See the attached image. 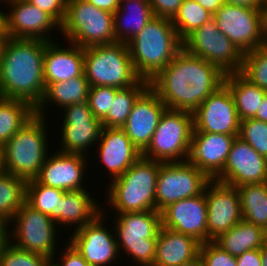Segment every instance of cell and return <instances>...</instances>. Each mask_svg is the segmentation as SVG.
<instances>
[{
	"mask_svg": "<svg viewBox=\"0 0 267 266\" xmlns=\"http://www.w3.org/2000/svg\"><path fill=\"white\" fill-rule=\"evenodd\" d=\"M44 51L45 40L6 37L0 47V97L38 107L46 90Z\"/></svg>",
	"mask_w": 267,
	"mask_h": 266,
	"instance_id": "cell-2",
	"label": "cell"
},
{
	"mask_svg": "<svg viewBox=\"0 0 267 266\" xmlns=\"http://www.w3.org/2000/svg\"><path fill=\"white\" fill-rule=\"evenodd\" d=\"M46 119L35 114L3 145L6 173L26 181L39 174L50 153Z\"/></svg>",
	"mask_w": 267,
	"mask_h": 266,
	"instance_id": "cell-5",
	"label": "cell"
},
{
	"mask_svg": "<svg viewBox=\"0 0 267 266\" xmlns=\"http://www.w3.org/2000/svg\"><path fill=\"white\" fill-rule=\"evenodd\" d=\"M193 114V132L239 136L240 119L229 89L223 84Z\"/></svg>",
	"mask_w": 267,
	"mask_h": 266,
	"instance_id": "cell-16",
	"label": "cell"
},
{
	"mask_svg": "<svg viewBox=\"0 0 267 266\" xmlns=\"http://www.w3.org/2000/svg\"><path fill=\"white\" fill-rule=\"evenodd\" d=\"M9 223L0 221V257L6 250V248L11 244L10 241V229Z\"/></svg>",
	"mask_w": 267,
	"mask_h": 266,
	"instance_id": "cell-47",
	"label": "cell"
},
{
	"mask_svg": "<svg viewBox=\"0 0 267 266\" xmlns=\"http://www.w3.org/2000/svg\"><path fill=\"white\" fill-rule=\"evenodd\" d=\"M263 228L241 220L214 242L232 256H239L251 249H261Z\"/></svg>",
	"mask_w": 267,
	"mask_h": 266,
	"instance_id": "cell-31",
	"label": "cell"
},
{
	"mask_svg": "<svg viewBox=\"0 0 267 266\" xmlns=\"http://www.w3.org/2000/svg\"><path fill=\"white\" fill-rule=\"evenodd\" d=\"M243 220L265 228L267 226V182L236 187Z\"/></svg>",
	"mask_w": 267,
	"mask_h": 266,
	"instance_id": "cell-32",
	"label": "cell"
},
{
	"mask_svg": "<svg viewBox=\"0 0 267 266\" xmlns=\"http://www.w3.org/2000/svg\"><path fill=\"white\" fill-rule=\"evenodd\" d=\"M220 32L245 54L267 44V14L264 8L224 3L214 14Z\"/></svg>",
	"mask_w": 267,
	"mask_h": 266,
	"instance_id": "cell-10",
	"label": "cell"
},
{
	"mask_svg": "<svg viewBox=\"0 0 267 266\" xmlns=\"http://www.w3.org/2000/svg\"><path fill=\"white\" fill-rule=\"evenodd\" d=\"M254 119L267 123V93H266L261 105L259 106V109H258Z\"/></svg>",
	"mask_w": 267,
	"mask_h": 266,
	"instance_id": "cell-51",
	"label": "cell"
},
{
	"mask_svg": "<svg viewBox=\"0 0 267 266\" xmlns=\"http://www.w3.org/2000/svg\"><path fill=\"white\" fill-rule=\"evenodd\" d=\"M66 248L64 247V251H63V247L59 251H57L56 254L58 259V262H60L61 266H91L87 263V261L84 259V257L67 241V243L65 244ZM62 251V253H61Z\"/></svg>",
	"mask_w": 267,
	"mask_h": 266,
	"instance_id": "cell-45",
	"label": "cell"
},
{
	"mask_svg": "<svg viewBox=\"0 0 267 266\" xmlns=\"http://www.w3.org/2000/svg\"><path fill=\"white\" fill-rule=\"evenodd\" d=\"M34 6L49 14L60 26L66 16L67 0H28Z\"/></svg>",
	"mask_w": 267,
	"mask_h": 266,
	"instance_id": "cell-43",
	"label": "cell"
},
{
	"mask_svg": "<svg viewBox=\"0 0 267 266\" xmlns=\"http://www.w3.org/2000/svg\"><path fill=\"white\" fill-rule=\"evenodd\" d=\"M114 229L120 255L133 259L137 266H153L156 242L161 227V212L114 213ZM116 230V231H115ZM129 256V257H128Z\"/></svg>",
	"mask_w": 267,
	"mask_h": 266,
	"instance_id": "cell-6",
	"label": "cell"
},
{
	"mask_svg": "<svg viewBox=\"0 0 267 266\" xmlns=\"http://www.w3.org/2000/svg\"><path fill=\"white\" fill-rule=\"evenodd\" d=\"M224 78L217 66L182 48L149 84L166 108L193 113L223 85Z\"/></svg>",
	"mask_w": 267,
	"mask_h": 266,
	"instance_id": "cell-1",
	"label": "cell"
},
{
	"mask_svg": "<svg viewBox=\"0 0 267 266\" xmlns=\"http://www.w3.org/2000/svg\"><path fill=\"white\" fill-rule=\"evenodd\" d=\"M60 33L63 40L82 48L115 43L114 13L99 9L86 0H67Z\"/></svg>",
	"mask_w": 267,
	"mask_h": 266,
	"instance_id": "cell-8",
	"label": "cell"
},
{
	"mask_svg": "<svg viewBox=\"0 0 267 266\" xmlns=\"http://www.w3.org/2000/svg\"><path fill=\"white\" fill-rule=\"evenodd\" d=\"M56 255L54 257H46L41 266H61L60 262H55Z\"/></svg>",
	"mask_w": 267,
	"mask_h": 266,
	"instance_id": "cell-53",
	"label": "cell"
},
{
	"mask_svg": "<svg viewBox=\"0 0 267 266\" xmlns=\"http://www.w3.org/2000/svg\"><path fill=\"white\" fill-rule=\"evenodd\" d=\"M262 250L267 251V226L263 228Z\"/></svg>",
	"mask_w": 267,
	"mask_h": 266,
	"instance_id": "cell-56",
	"label": "cell"
},
{
	"mask_svg": "<svg viewBox=\"0 0 267 266\" xmlns=\"http://www.w3.org/2000/svg\"><path fill=\"white\" fill-rule=\"evenodd\" d=\"M84 74L89 86H112L119 89L136 84L128 45L123 42L84 48Z\"/></svg>",
	"mask_w": 267,
	"mask_h": 266,
	"instance_id": "cell-7",
	"label": "cell"
},
{
	"mask_svg": "<svg viewBox=\"0 0 267 266\" xmlns=\"http://www.w3.org/2000/svg\"><path fill=\"white\" fill-rule=\"evenodd\" d=\"M86 1L98 7L99 9L106 10L111 13H114L119 7V2L117 0H86Z\"/></svg>",
	"mask_w": 267,
	"mask_h": 266,
	"instance_id": "cell-48",
	"label": "cell"
},
{
	"mask_svg": "<svg viewBox=\"0 0 267 266\" xmlns=\"http://www.w3.org/2000/svg\"><path fill=\"white\" fill-rule=\"evenodd\" d=\"M34 115L35 108L29 103L0 97V145H4Z\"/></svg>",
	"mask_w": 267,
	"mask_h": 266,
	"instance_id": "cell-33",
	"label": "cell"
},
{
	"mask_svg": "<svg viewBox=\"0 0 267 266\" xmlns=\"http://www.w3.org/2000/svg\"><path fill=\"white\" fill-rule=\"evenodd\" d=\"M237 266H262L261 249H251L236 257Z\"/></svg>",
	"mask_w": 267,
	"mask_h": 266,
	"instance_id": "cell-46",
	"label": "cell"
},
{
	"mask_svg": "<svg viewBox=\"0 0 267 266\" xmlns=\"http://www.w3.org/2000/svg\"><path fill=\"white\" fill-rule=\"evenodd\" d=\"M211 179L189 161L161 163L156 185L155 210L204 192Z\"/></svg>",
	"mask_w": 267,
	"mask_h": 266,
	"instance_id": "cell-13",
	"label": "cell"
},
{
	"mask_svg": "<svg viewBox=\"0 0 267 266\" xmlns=\"http://www.w3.org/2000/svg\"><path fill=\"white\" fill-rule=\"evenodd\" d=\"M62 125H60L61 140L58 151L62 153L82 154L88 156L96 146L102 129L101 121L93 116L88 102L74 103L60 109ZM88 152V154H87Z\"/></svg>",
	"mask_w": 267,
	"mask_h": 266,
	"instance_id": "cell-14",
	"label": "cell"
},
{
	"mask_svg": "<svg viewBox=\"0 0 267 266\" xmlns=\"http://www.w3.org/2000/svg\"><path fill=\"white\" fill-rule=\"evenodd\" d=\"M6 21L5 12L0 9V43L2 44L6 39Z\"/></svg>",
	"mask_w": 267,
	"mask_h": 266,
	"instance_id": "cell-52",
	"label": "cell"
},
{
	"mask_svg": "<svg viewBox=\"0 0 267 266\" xmlns=\"http://www.w3.org/2000/svg\"><path fill=\"white\" fill-rule=\"evenodd\" d=\"M207 202L208 241H214L243 220L236 187L211 180L204 189Z\"/></svg>",
	"mask_w": 267,
	"mask_h": 266,
	"instance_id": "cell-19",
	"label": "cell"
},
{
	"mask_svg": "<svg viewBox=\"0 0 267 266\" xmlns=\"http://www.w3.org/2000/svg\"><path fill=\"white\" fill-rule=\"evenodd\" d=\"M182 48L217 66L223 73L240 72L244 54L219 31L214 18L182 40Z\"/></svg>",
	"mask_w": 267,
	"mask_h": 266,
	"instance_id": "cell-12",
	"label": "cell"
},
{
	"mask_svg": "<svg viewBox=\"0 0 267 266\" xmlns=\"http://www.w3.org/2000/svg\"><path fill=\"white\" fill-rule=\"evenodd\" d=\"M26 180L4 173L0 175V221L10 223L26 199Z\"/></svg>",
	"mask_w": 267,
	"mask_h": 266,
	"instance_id": "cell-36",
	"label": "cell"
},
{
	"mask_svg": "<svg viewBox=\"0 0 267 266\" xmlns=\"http://www.w3.org/2000/svg\"><path fill=\"white\" fill-rule=\"evenodd\" d=\"M90 193L87 189L65 191L60 201V227L75 226L69 230H78L102 212L103 205Z\"/></svg>",
	"mask_w": 267,
	"mask_h": 266,
	"instance_id": "cell-27",
	"label": "cell"
},
{
	"mask_svg": "<svg viewBox=\"0 0 267 266\" xmlns=\"http://www.w3.org/2000/svg\"><path fill=\"white\" fill-rule=\"evenodd\" d=\"M6 173L3 145H0V175Z\"/></svg>",
	"mask_w": 267,
	"mask_h": 266,
	"instance_id": "cell-54",
	"label": "cell"
},
{
	"mask_svg": "<svg viewBox=\"0 0 267 266\" xmlns=\"http://www.w3.org/2000/svg\"><path fill=\"white\" fill-rule=\"evenodd\" d=\"M89 87L85 74H81L80 76L63 82L51 83L46 87L44 96L38 107L35 109V114L46 117L47 114L45 111H47L48 105H53V103L57 108L62 107L61 109H63L74 103L86 102Z\"/></svg>",
	"mask_w": 267,
	"mask_h": 266,
	"instance_id": "cell-29",
	"label": "cell"
},
{
	"mask_svg": "<svg viewBox=\"0 0 267 266\" xmlns=\"http://www.w3.org/2000/svg\"><path fill=\"white\" fill-rule=\"evenodd\" d=\"M65 191L43 184L35 179L26 182L25 202L33 209L48 215L60 228V201Z\"/></svg>",
	"mask_w": 267,
	"mask_h": 266,
	"instance_id": "cell-34",
	"label": "cell"
},
{
	"mask_svg": "<svg viewBox=\"0 0 267 266\" xmlns=\"http://www.w3.org/2000/svg\"><path fill=\"white\" fill-rule=\"evenodd\" d=\"M225 3L248 8H264V0H224Z\"/></svg>",
	"mask_w": 267,
	"mask_h": 266,
	"instance_id": "cell-49",
	"label": "cell"
},
{
	"mask_svg": "<svg viewBox=\"0 0 267 266\" xmlns=\"http://www.w3.org/2000/svg\"><path fill=\"white\" fill-rule=\"evenodd\" d=\"M3 3L9 7V12L5 13L7 37L53 41L52 30L60 31V25L49 14L28 0H5Z\"/></svg>",
	"mask_w": 267,
	"mask_h": 266,
	"instance_id": "cell-17",
	"label": "cell"
},
{
	"mask_svg": "<svg viewBox=\"0 0 267 266\" xmlns=\"http://www.w3.org/2000/svg\"><path fill=\"white\" fill-rule=\"evenodd\" d=\"M183 0H149L154 16L172 19Z\"/></svg>",
	"mask_w": 267,
	"mask_h": 266,
	"instance_id": "cell-44",
	"label": "cell"
},
{
	"mask_svg": "<svg viewBox=\"0 0 267 266\" xmlns=\"http://www.w3.org/2000/svg\"><path fill=\"white\" fill-rule=\"evenodd\" d=\"M181 266H204V263H203L202 259L198 256L193 261L185 263Z\"/></svg>",
	"mask_w": 267,
	"mask_h": 266,
	"instance_id": "cell-55",
	"label": "cell"
},
{
	"mask_svg": "<svg viewBox=\"0 0 267 266\" xmlns=\"http://www.w3.org/2000/svg\"><path fill=\"white\" fill-rule=\"evenodd\" d=\"M192 132L191 112L166 108L142 156L161 163L188 161Z\"/></svg>",
	"mask_w": 267,
	"mask_h": 266,
	"instance_id": "cell-9",
	"label": "cell"
},
{
	"mask_svg": "<svg viewBox=\"0 0 267 266\" xmlns=\"http://www.w3.org/2000/svg\"><path fill=\"white\" fill-rule=\"evenodd\" d=\"M199 257L204 266H237L236 257L223 250L214 241L201 243Z\"/></svg>",
	"mask_w": 267,
	"mask_h": 266,
	"instance_id": "cell-41",
	"label": "cell"
},
{
	"mask_svg": "<svg viewBox=\"0 0 267 266\" xmlns=\"http://www.w3.org/2000/svg\"><path fill=\"white\" fill-rule=\"evenodd\" d=\"M236 137L192 132L188 161L213 180L223 170Z\"/></svg>",
	"mask_w": 267,
	"mask_h": 266,
	"instance_id": "cell-24",
	"label": "cell"
},
{
	"mask_svg": "<svg viewBox=\"0 0 267 266\" xmlns=\"http://www.w3.org/2000/svg\"><path fill=\"white\" fill-rule=\"evenodd\" d=\"M45 41L43 76L45 87L84 74V48L67 42ZM63 45V46H62Z\"/></svg>",
	"mask_w": 267,
	"mask_h": 266,
	"instance_id": "cell-25",
	"label": "cell"
},
{
	"mask_svg": "<svg viewBox=\"0 0 267 266\" xmlns=\"http://www.w3.org/2000/svg\"><path fill=\"white\" fill-rule=\"evenodd\" d=\"M161 226L206 243L208 231L205 192L176 201L164 208L161 211Z\"/></svg>",
	"mask_w": 267,
	"mask_h": 266,
	"instance_id": "cell-21",
	"label": "cell"
},
{
	"mask_svg": "<svg viewBox=\"0 0 267 266\" xmlns=\"http://www.w3.org/2000/svg\"><path fill=\"white\" fill-rule=\"evenodd\" d=\"M119 88L112 86H90L87 102L93 116L100 121L107 115Z\"/></svg>",
	"mask_w": 267,
	"mask_h": 266,
	"instance_id": "cell-40",
	"label": "cell"
},
{
	"mask_svg": "<svg viewBox=\"0 0 267 266\" xmlns=\"http://www.w3.org/2000/svg\"><path fill=\"white\" fill-rule=\"evenodd\" d=\"M90 223L69 235L68 241L91 266H113L120 262V253L115 237L105 224L108 210H104ZM104 222V224H103ZM115 260V261H114Z\"/></svg>",
	"mask_w": 267,
	"mask_h": 266,
	"instance_id": "cell-15",
	"label": "cell"
},
{
	"mask_svg": "<svg viewBox=\"0 0 267 266\" xmlns=\"http://www.w3.org/2000/svg\"><path fill=\"white\" fill-rule=\"evenodd\" d=\"M223 84L233 97L240 121L254 118L267 92L240 72L225 74Z\"/></svg>",
	"mask_w": 267,
	"mask_h": 266,
	"instance_id": "cell-30",
	"label": "cell"
},
{
	"mask_svg": "<svg viewBox=\"0 0 267 266\" xmlns=\"http://www.w3.org/2000/svg\"><path fill=\"white\" fill-rule=\"evenodd\" d=\"M161 162L141 156L120 177L109 181L106 202L112 212H144L155 210L156 185Z\"/></svg>",
	"mask_w": 267,
	"mask_h": 266,
	"instance_id": "cell-4",
	"label": "cell"
},
{
	"mask_svg": "<svg viewBox=\"0 0 267 266\" xmlns=\"http://www.w3.org/2000/svg\"><path fill=\"white\" fill-rule=\"evenodd\" d=\"M201 242L196 238L160 227L153 266H181L199 256Z\"/></svg>",
	"mask_w": 267,
	"mask_h": 266,
	"instance_id": "cell-26",
	"label": "cell"
},
{
	"mask_svg": "<svg viewBox=\"0 0 267 266\" xmlns=\"http://www.w3.org/2000/svg\"><path fill=\"white\" fill-rule=\"evenodd\" d=\"M9 226L13 227L9 229L10 241L16 248L45 257L56 255L57 234L64 230L59 229L48 215L33 209L25 202L13 215Z\"/></svg>",
	"mask_w": 267,
	"mask_h": 266,
	"instance_id": "cell-11",
	"label": "cell"
},
{
	"mask_svg": "<svg viewBox=\"0 0 267 266\" xmlns=\"http://www.w3.org/2000/svg\"><path fill=\"white\" fill-rule=\"evenodd\" d=\"M150 86L149 81L140 79L136 84L119 89L107 115L101 120L102 127L121 128L127 121L137 98Z\"/></svg>",
	"mask_w": 267,
	"mask_h": 266,
	"instance_id": "cell-35",
	"label": "cell"
},
{
	"mask_svg": "<svg viewBox=\"0 0 267 266\" xmlns=\"http://www.w3.org/2000/svg\"><path fill=\"white\" fill-rule=\"evenodd\" d=\"M95 147L102 162L100 166L104 165L110 181L120 177L142 156L121 128L102 127Z\"/></svg>",
	"mask_w": 267,
	"mask_h": 266,
	"instance_id": "cell-23",
	"label": "cell"
},
{
	"mask_svg": "<svg viewBox=\"0 0 267 266\" xmlns=\"http://www.w3.org/2000/svg\"><path fill=\"white\" fill-rule=\"evenodd\" d=\"M264 10H265V12L267 14V0H264Z\"/></svg>",
	"mask_w": 267,
	"mask_h": 266,
	"instance_id": "cell-58",
	"label": "cell"
},
{
	"mask_svg": "<svg viewBox=\"0 0 267 266\" xmlns=\"http://www.w3.org/2000/svg\"><path fill=\"white\" fill-rule=\"evenodd\" d=\"M127 45L135 72L151 81L182 49V40L171 19L155 16Z\"/></svg>",
	"mask_w": 267,
	"mask_h": 266,
	"instance_id": "cell-3",
	"label": "cell"
},
{
	"mask_svg": "<svg viewBox=\"0 0 267 266\" xmlns=\"http://www.w3.org/2000/svg\"><path fill=\"white\" fill-rule=\"evenodd\" d=\"M240 73L267 92V44L244 54Z\"/></svg>",
	"mask_w": 267,
	"mask_h": 266,
	"instance_id": "cell-38",
	"label": "cell"
},
{
	"mask_svg": "<svg viewBox=\"0 0 267 266\" xmlns=\"http://www.w3.org/2000/svg\"><path fill=\"white\" fill-rule=\"evenodd\" d=\"M243 141L267 158V123L249 118L240 121L239 136Z\"/></svg>",
	"mask_w": 267,
	"mask_h": 266,
	"instance_id": "cell-39",
	"label": "cell"
},
{
	"mask_svg": "<svg viewBox=\"0 0 267 266\" xmlns=\"http://www.w3.org/2000/svg\"><path fill=\"white\" fill-rule=\"evenodd\" d=\"M213 18V14L207 11L196 0H183L179 11L171 19L178 37L183 40L193 30L201 27L205 22Z\"/></svg>",
	"mask_w": 267,
	"mask_h": 266,
	"instance_id": "cell-37",
	"label": "cell"
},
{
	"mask_svg": "<svg viewBox=\"0 0 267 266\" xmlns=\"http://www.w3.org/2000/svg\"><path fill=\"white\" fill-rule=\"evenodd\" d=\"M166 105L149 86L136 100L127 121L121 127L142 153L149 145Z\"/></svg>",
	"mask_w": 267,
	"mask_h": 266,
	"instance_id": "cell-22",
	"label": "cell"
},
{
	"mask_svg": "<svg viewBox=\"0 0 267 266\" xmlns=\"http://www.w3.org/2000/svg\"><path fill=\"white\" fill-rule=\"evenodd\" d=\"M149 1L123 0L114 12L116 42L128 43L154 18Z\"/></svg>",
	"mask_w": 267,
	"mask_h": 266,
	"instance_id": "cell-28",
	"label": "cell"
},
{
	"mask_svg": "<svg viewBox=\"0 0 267 266\" xmlns=\"http://www.w3.org/2000/svg\"><path fill=\"white\" fill-rule=\"evenodd\" d=\"M211 14H214L225 2L224 0H196Z\"/></svg>",
	"mask_w": 267,
	"mask_h": 266,
	"instance_id": "cell-50",
	"label": "cell"
},
{
	"mask_svg": "<svg viewBox=\"0 0 267 266\" xmlns=\"http://www.w3.org/2000/svg\"><path fill=\"white\" fill-rule=\"evenodd\" d=\"M213 180L233 187L265 183L267 158L240 137H236L223 170Z\"/></svg>",
	"mask_w": 267,
	"mask_h": 266,
	"instance_id": "cell-18",
	"label": "cell"
},
{
	"mask_svg": "<svg viewBox=\"0 0 267 266\" xmlns=\"http://www.w3.org/2000/svg\"><path fill=\"white\" fill-rule=\"evenodd\" d=\"M48 154L39 174L34 178L39 184L64 191L86 189L88 157L82 154L62 153L56 149ZM85 172V173H84ZM84 180V182H83Z\"/></svg>",
	"mask_w": 267,
	"mask_h": 266,
	"instance_id": "cell-20",
	"label": "cell"
},
{
	"mask_svg": "<svg viewBox=\"0 0 267 266\" xmlns=\"http://www.w3.org/2000/svg\"><path fill=\"white\" fill-rule=\"evenodd\" d=\"M262 266H267V251L261 249Z\"/></svg>",
	"mask_w": 267,
	"mask_h": 266,
	"instance_id": "cell-57",
	"label": "cell"
},
{
	"mask_svg": "<svg viewBox=\"0 0 267 266\" xmlns=\"http://www.w3.org/2000/svg\"><path fill=\"white\" fill-rule=\"evenodd\" d=\"M46 257L30 251L21 250L10 244L2 256V266H41Z\"/></svg>",
	"mask_w": 267,
	"mask_h": 266,
	"instance_id": "cell-42",
	"label": "cell"
}]
</instances>
